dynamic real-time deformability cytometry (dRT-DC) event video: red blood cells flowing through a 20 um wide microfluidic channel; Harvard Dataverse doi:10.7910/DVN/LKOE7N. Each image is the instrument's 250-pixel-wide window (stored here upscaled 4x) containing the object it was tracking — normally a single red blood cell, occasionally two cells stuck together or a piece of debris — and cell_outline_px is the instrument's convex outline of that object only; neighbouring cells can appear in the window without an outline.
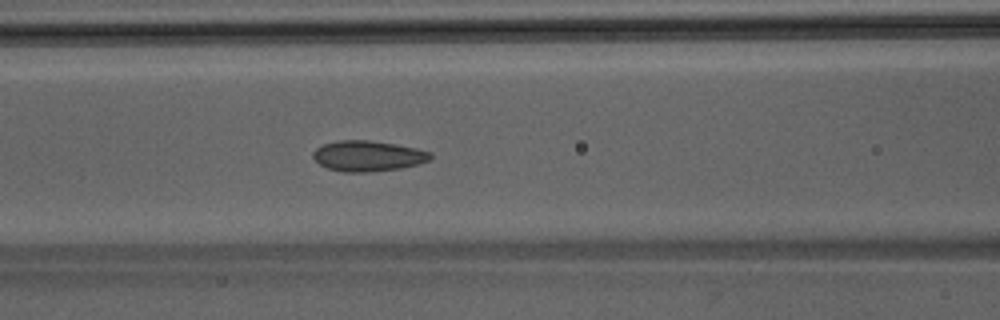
{"species": "Egyptian fruit bat (a non-hibernating species)", "species_latin": "Rousettus aegyptiacus", "temperature_condition": "room temperature", "stored_images_in_passage": 48, "camera_frame_rate_fps": 3000, "um_per_image_px": 0.085, "animal": {"sex": "male"}, "frame": {"image": 1, "passage_image": 20, "time_ms": 6.333, "image_size_px": [1000, 320], "cell_outline_px": [[432, 156], [428, 160], [416, 164], [400, 168], [368, 172], [344, 172], [328, 168], [320, 164], [312, 156], [312, 152], [316, 148], [324, 144], [340, 140], [368, 140], [396, 144], [416, 148], [432, 152]], "centroid_in_image_um": [31.26, 13.25], "position_along_channel_um": 135.3, "area_um2": 20.75}}
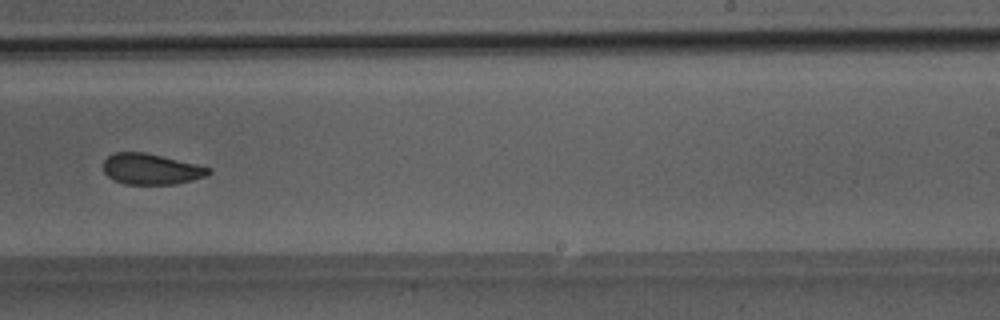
{"frame": {"image": 2, "passage_image": 30, "time_ms": 9.667, "image_size_px": [1000, 320], "cell_outline_px": [[212, 172], [208, 176], [176, 184], [124, 184], [112, 180], [104, 172], [104, 160], [108, 156], [116, 152], [144, 152], [196, 164], [212, 168]], "centroid_in_image_um": [12.86, 14.38], "position_along_channel_um": 276.1, "area_um2": 18.96}}
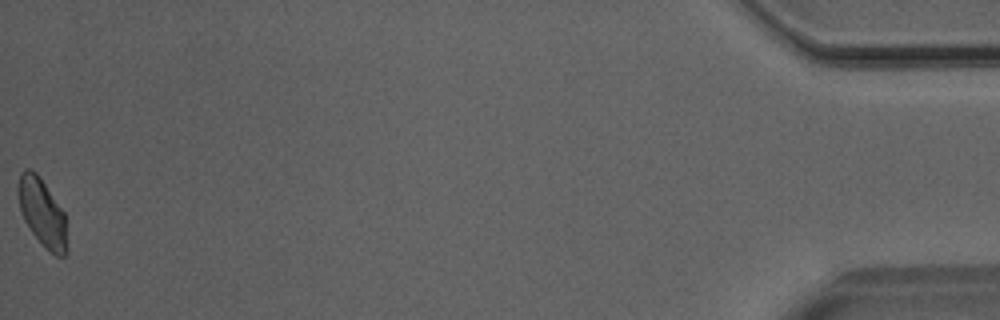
{"frame": {"image": 3, "passage_image": 48, "time_ms": 15.667, "image_size_px": [1000, 320], "cell_outline_px": [[68, 248], [64, 256], [56, 256], [32, 232], [24, 220], [20, 208], [16, 192], [16, 188], [20, 172], [24, 168], [28, 168], [36, 172], [40, 176], [64, 212]], "centroid_in_image_um": [3.57, 18.0], "position_along_channel_um": 431.6, "area_um2": 19.31}}